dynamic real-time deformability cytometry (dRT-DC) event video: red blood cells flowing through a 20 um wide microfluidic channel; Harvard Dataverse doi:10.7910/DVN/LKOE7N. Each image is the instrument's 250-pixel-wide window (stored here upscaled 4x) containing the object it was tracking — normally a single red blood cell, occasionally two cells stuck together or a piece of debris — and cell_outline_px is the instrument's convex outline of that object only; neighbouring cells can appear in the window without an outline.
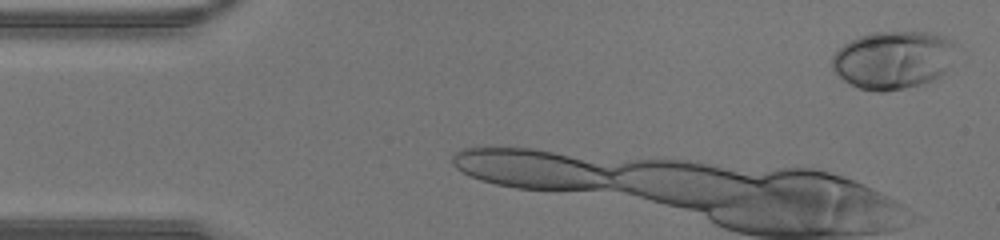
{"species": "human", "species_latin": "Homo sapiens", "temperature_condition": "warm", "stored_images_in_passage": 10, "camera_frame_rate_fps": 3000, "um_per_image_px": 0.085, "donor": {"sex": "male"}, "frame": {"image": 1, "passage_image": 2, "time_ms": 0.333, "image_size_px": [1000, 240], "cell_outline_px": [[956, 44], [944, 72], [932, 80], [920, 84], [904, 88], [884, 92], [876, 92], [860, 88], [844, 80], [832, 72], [832, 56], [844, 44], [860, 36], [872, 32], [932, 32], [944, 36], [952, 40]], "centroid_in_image_um": [75.87, 5.08], "position_along_channel_um": 9.1, "area_um2": 41.56}}